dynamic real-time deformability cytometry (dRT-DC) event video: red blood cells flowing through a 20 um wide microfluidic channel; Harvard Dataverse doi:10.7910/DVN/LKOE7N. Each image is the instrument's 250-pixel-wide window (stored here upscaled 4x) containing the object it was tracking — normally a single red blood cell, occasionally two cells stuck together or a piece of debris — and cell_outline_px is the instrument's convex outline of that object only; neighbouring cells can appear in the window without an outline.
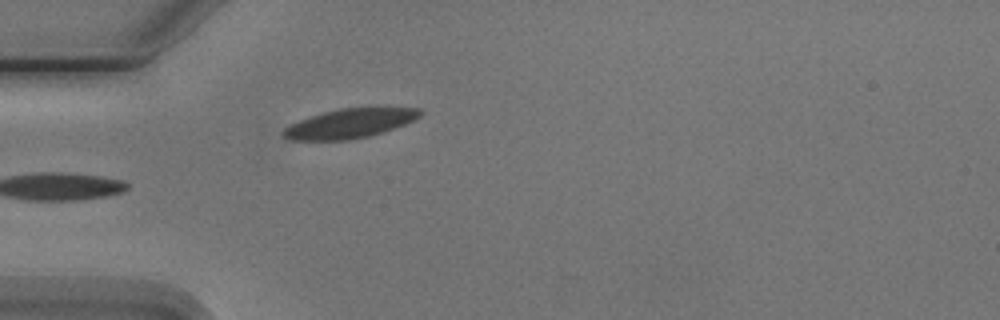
{"species": "Egyptian fruit bat (a non-hibernating species)", "species_latin": "Rousettus aegyptiacus", "temperature_condition": "cold", "stored_images_in_passage": 6, "camera_frame_rate_fps": 3000, "um_per_image_px": 0.085, "animal": {"sex": "male"}, "frame": {"image": 1, "passage_image": 6, "time_ms": 6.0, "image_size_px": [1000, 320], "cell_outline_px": [[424, 112], [420, 116], [404, 124], [368, 136], [348, 140], [292, 140], [284, 136], [280, 132], [284, 128], [300, 120], [324, 112], [340, 108], [376, 104], [384, 104], [420, 108]], "centroid_in_image_um": [29.84, 10.42], "position_along_channel_um": 55.2, "area_um2": 24.16}}